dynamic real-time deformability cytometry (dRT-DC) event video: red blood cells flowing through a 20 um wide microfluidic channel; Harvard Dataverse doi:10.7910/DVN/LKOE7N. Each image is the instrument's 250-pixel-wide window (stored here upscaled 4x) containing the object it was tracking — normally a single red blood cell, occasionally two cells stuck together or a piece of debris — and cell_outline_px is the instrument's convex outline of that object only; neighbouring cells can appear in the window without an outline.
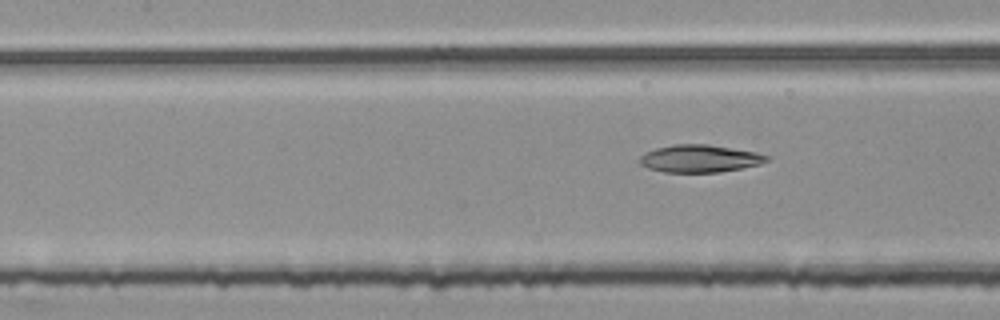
{"species": "common noctule bat (a hibernating species)", "species_latin": "Nyctalus noctula", "temperature_condition": "room temperature", "stored_images_in_passage": 4, "camera_frame_rate_fps": 3000, "um_per_image_px": 0.085, "animal": {"sex": "female", "body_mass_g": 25.1}, "frame": {"image": 1, "passage_image": 4, "time_ms": 1.0, "image_size_px": [1000, 320], "cell_outline_px": [[768, 160], [760, 164], [720, 172], [664, 172], [648, 168], [640, 164], [640, 156], [656, 148], [672, 144], [708, 144], [756, 152], [768, 156]], "centroid_in_image_um": [59.46, 13.47], "position_along_channel_um": 147.9, "area_um2": 20.17}}